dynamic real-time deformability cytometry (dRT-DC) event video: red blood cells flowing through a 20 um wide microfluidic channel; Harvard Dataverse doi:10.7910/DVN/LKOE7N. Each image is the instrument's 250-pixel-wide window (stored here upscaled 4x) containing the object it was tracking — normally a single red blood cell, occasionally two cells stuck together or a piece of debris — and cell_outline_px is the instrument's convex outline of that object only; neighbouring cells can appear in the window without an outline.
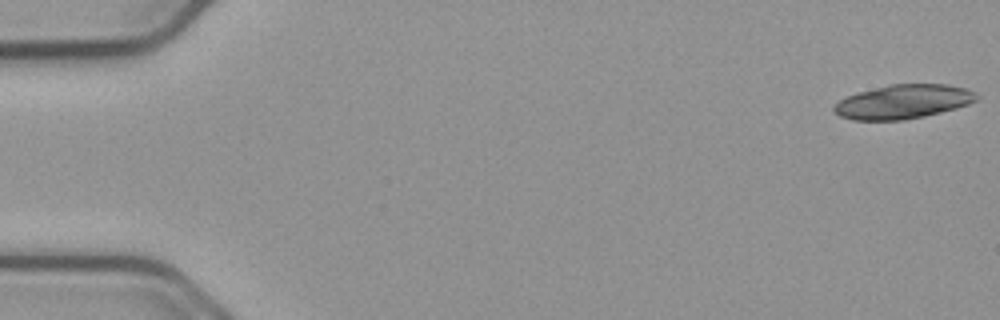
{"species": "common noctule bat (a hibernating species)", "species_latin": "Nyctalus noctula", "temperature_condition": "cold", "stored_images_in_passage": 19, "camera_frame_rate_fps": 3000, "um_per_image_px": 0.085, "animal": {"sex": "male", "body_mass_g": 23.1, "forearm_length_mm": 52.7}, "frame": {"image": 1, "passage_image": 1, "time_ms": 0.0, "image_size_px": [1000, 320], "cell_outline_px": [[980, 96], [976, 100], [968, 104], [956, 108], [924, 116], [904, 120], [852, 120], [840, 116], [832, 112], [832, 108], [840, 100], [848, 96], [860, 92], [892, 84], [948, 84], [964, 88], [976, 92]], "centroid_in_image_um": [76.78, 8.65], "position_along_channel_um": 8.2, "area_um2": 28.15}}